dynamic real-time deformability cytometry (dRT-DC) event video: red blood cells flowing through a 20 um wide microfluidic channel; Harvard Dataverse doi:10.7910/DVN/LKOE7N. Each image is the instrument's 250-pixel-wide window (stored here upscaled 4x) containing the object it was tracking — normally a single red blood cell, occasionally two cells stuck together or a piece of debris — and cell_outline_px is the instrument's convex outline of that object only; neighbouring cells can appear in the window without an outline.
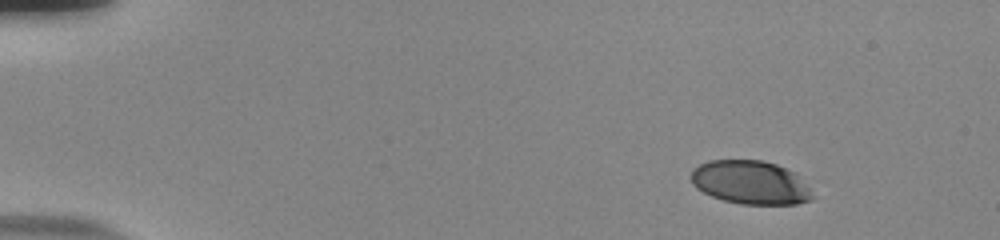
{"species": "human", "species_latin": "Homo sapiens", "temperature_condition": "room temperature", "stored_images_in_passage": 49, "camera_frame_rate_fps": 3000, "um_per_image_px": 0.085, "donor": {"sex": "male"}, "frame": {"image": 1, "passage_image": 1, "time_ms": 0.0, "image_size_px": [1000, 240], "cell_outline_px": [[816, 196], [812, 200], [796, 204], [740, 204], [724, 200], [712, 196], [696, 188], [692, 184], [688, 176], [692, 168], [708, 160], [764, 160], [776, 164], [796, 172], [812, 188]], "centroid_in_image_um": [63.82, 15.5], "position_along_channel_um": 21.2, "area_um2": 31.56}}
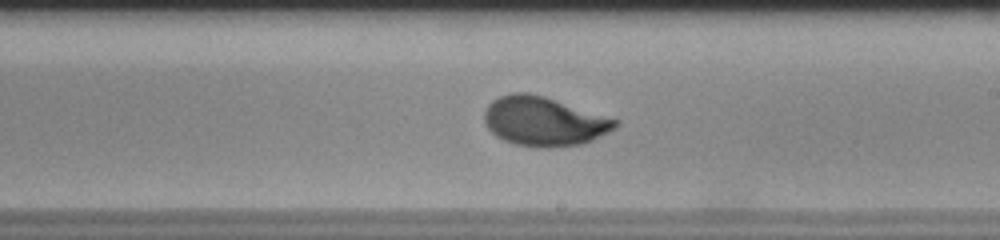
{"frame": {"image": 2, "passage_image": 28, "time_ms": 9.0, "image_size_px": [1000, 240], "cell_outline_px": [[620, 124], [616, 128], [592, 140], [580, 144], [548, 148], [540, 148], [516, 144], [504, 140], [496, 136], [488, 128], [484, 120], [484, 112], [488, 104], [492, 100], [500, 96], [512, 92], [528, 92], [544, 96], [620, 120]], "centroid_in_image_um": [46.24, 10.31], "position_along_channel_um": 242.8, "area_um2": 37.63}}
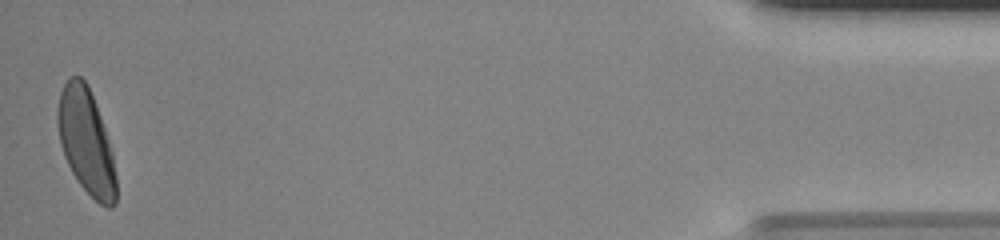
{"frame": {"image": 3, "passage_image": 49, "time_ms": 16.0, "image_size_px": [1000, 240], "cell_outline_px": [[116, 204], [112, 208], [108, 208], [100, 204], [80, 184], [72, 172], [64, 156], [60, 144], [56, 120], [56, 112], [60, 92], [68, 76], [80, 76], [88, 84], [96, 104], [112, 152], [116, 176]], "centroid_in_image_um": [7.3, 12.01], "position_along_channel_um": 427.9, "area_um2": 35.84}, "authors_computed_cell_mechanics": {"area_um2": 35.836, "velocity_mm_per_s": 3.7815, "shape_relaxation_time_tau1_ms": 4.0091, "shape_relaxation_time_tau2_ms": null, "deformation_change_tau1": 0.1965, "deformation_change_tau2": null}}